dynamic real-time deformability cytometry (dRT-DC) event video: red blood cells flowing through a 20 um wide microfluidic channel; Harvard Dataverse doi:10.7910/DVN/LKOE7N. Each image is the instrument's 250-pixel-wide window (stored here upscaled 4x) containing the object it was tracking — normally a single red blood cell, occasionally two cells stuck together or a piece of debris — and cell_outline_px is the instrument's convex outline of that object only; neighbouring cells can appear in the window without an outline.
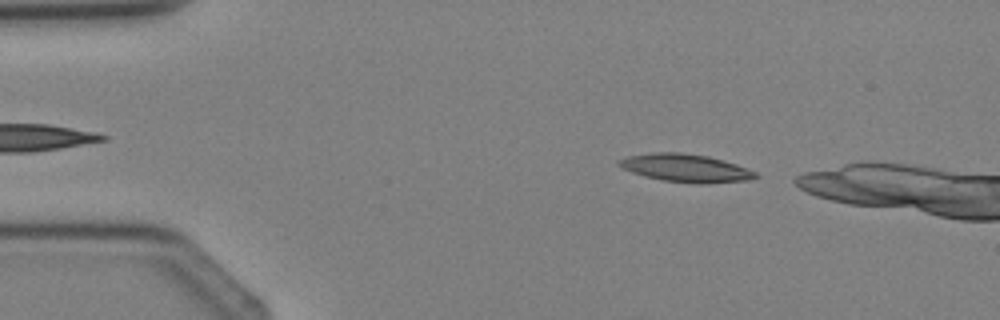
{"species": "Egyptian fruit bat (a non-hibernating species)", "species_latin": "Rousettus aegyptiacus", "temperature_condition": "cold", "stored_images_in_passage": 3, "camera_frame_rate_fps": 3000, "um_per_image_px": 0.085, "animal": {"sex": "female"}, "frame": {"image": 1, "passage_image": 3, "time_ms": 2.333, "image_size_px": [1000, 320], "cell_outline_px": [[760, 176], [748, 180], [708, 184], [696, 184], [664, 180], [644, 176], [632, 172], [616, 164], [616, 160], [628, 156], [652, 152], [680, 152], [708, 156], [736, 164], [748, 168], [756, 172]], "centroid_in_image_um": [58.29, 14.28], "position_along_channel_um": 26.7, "area_um2": 22.37}}